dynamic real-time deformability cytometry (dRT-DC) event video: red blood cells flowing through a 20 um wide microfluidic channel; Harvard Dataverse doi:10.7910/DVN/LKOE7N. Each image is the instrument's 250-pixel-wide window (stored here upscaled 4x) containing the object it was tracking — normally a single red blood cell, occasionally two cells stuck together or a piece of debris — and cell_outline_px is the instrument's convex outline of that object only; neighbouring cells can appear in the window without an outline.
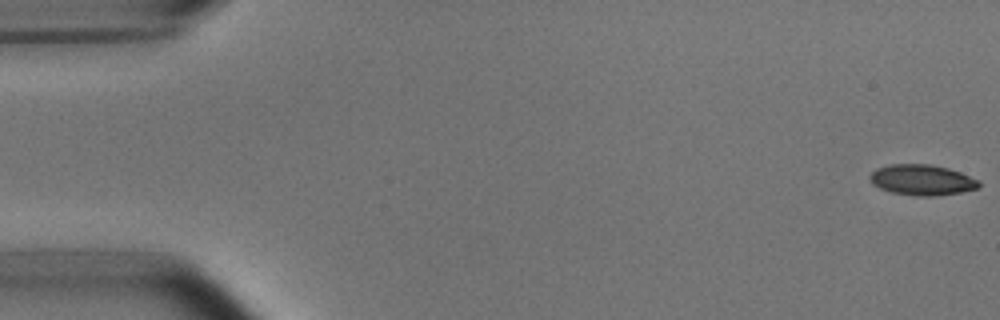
{"species": "common noctule bat (a hibernating species)", "species_latin": "Nyctalus noctula", "temperature_condition": "room temperature", "stored_images_in_passage": 53, "camera_frame_rate_fps": 3000, "um_per_image_px": 0.085, "animal": {"sex": "male", "body_mass_g": 15.6}, "frame": {"image": 1, "passage_image": 1, "time_ms": 0.0, "image_size_px": [1000, 320], "cell_outline_px": [[980, 188], [960, 192], [932, 196], [920, 196], [892, 192], [880, 188], [872, 184], [868, 176], [876, 168], [888, 164], [932, 164], [948, 168], [960, 172], [980, 180]], "centroid_in_image_um": [78.37, 15.28], "position_along_channel_um": 6.6, "area_um2": 19.54}}
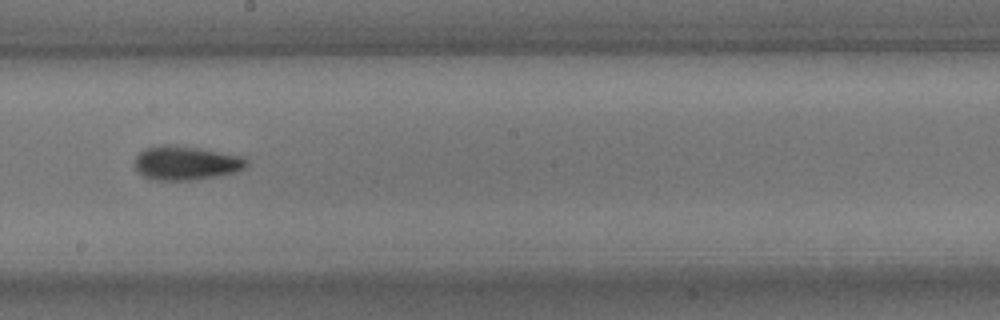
{"frame": {"image": 2, "passage_image": 30, "time_ms": 9.667, "image_size_px": [1000, 320], "cell_outline_px": [[248, 164], [244, 168], [236, 172], [216, 176], [192, 180], [156, 180], [144, 176], [136, 168], [136, 156], [144, 148], [160, 144], [176, 144], [200, 148], [244, 156], [248, 160]], "centroid_in_image_um": [15.84, 13.83], "position_along_channel_um": 232.4, "area_um2": 22.31}}
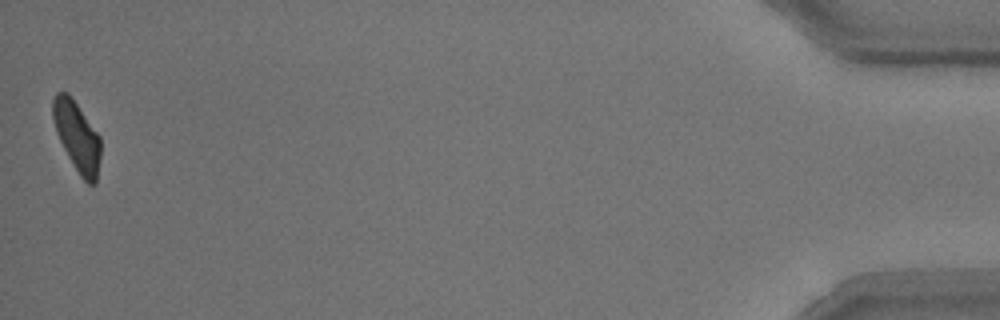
{"frame": {"image": 3, "passage_image": 53, "time_ms": 17.333, "image_size_px": [1000, 320], "cell_outline_px": [[100, 156], [96, 184], [88, 184], [80, 176], [68, 156], [56, 132], [52, 116], [52, 100], [56, 92], [68, 92], [100, 136]], "centroid_in_image_um": [6.54, 11.59], "position_along_channel_um": 428.7, "area_um2": 19.31}, "authors_computed_cell_mechanics": {"area_um2": 20.5768, "velocity_mm_per_s": 3.7636, "shape_relaxation_time_tau1_ms": 2.9455, "shape_relaxation_time_tau2_ms": 2.3609, "deformation_change_tau1": 0.1481, "deformation_change_tau2": 0.0977}}